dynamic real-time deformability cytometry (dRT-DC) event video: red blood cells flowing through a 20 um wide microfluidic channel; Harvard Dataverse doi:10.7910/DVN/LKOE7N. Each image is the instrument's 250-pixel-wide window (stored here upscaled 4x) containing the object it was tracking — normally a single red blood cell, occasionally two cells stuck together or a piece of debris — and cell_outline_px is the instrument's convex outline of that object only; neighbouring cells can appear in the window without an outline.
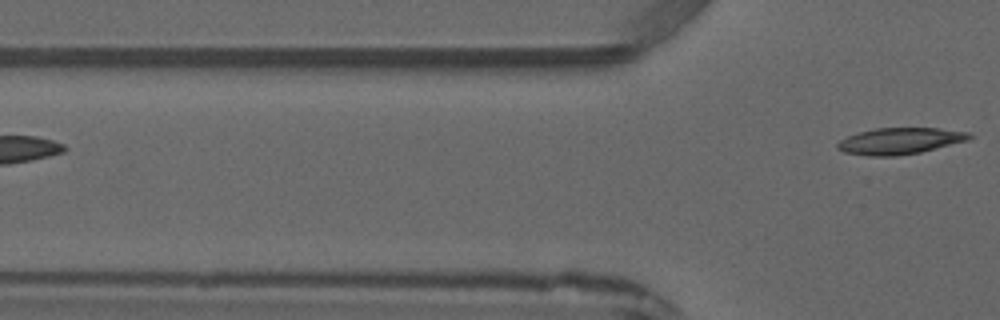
{"species": "common noctule bat (a hibernating species)", "species_latin": "Nyctalus noctula", "temperature_condition": "warm", "stored_images_in_passage": 3, "camera_frame_rate_fps": 3000, "um_per_image_px": 0.085, "animal": {"sex": "male", "forearm_length_mm": 52.5}, "frame": {"image": 1, "passage_image": 3, "time_ms": 2.333, "image_size_px": [1000, 320], "cell_outline_px": [[972, 136], [968, 140], [920, 152], [896, 156], [868, 156], [844, 152], [836, 148], [836, 144], [840, 140], [848, 136], [860, 132], [876, 128], [936, 128], [968, 132]], "centroid_in_image_um": [76.45, 11.99], "position_along_channel_um": 49.3, "area_um2": 20.11}}